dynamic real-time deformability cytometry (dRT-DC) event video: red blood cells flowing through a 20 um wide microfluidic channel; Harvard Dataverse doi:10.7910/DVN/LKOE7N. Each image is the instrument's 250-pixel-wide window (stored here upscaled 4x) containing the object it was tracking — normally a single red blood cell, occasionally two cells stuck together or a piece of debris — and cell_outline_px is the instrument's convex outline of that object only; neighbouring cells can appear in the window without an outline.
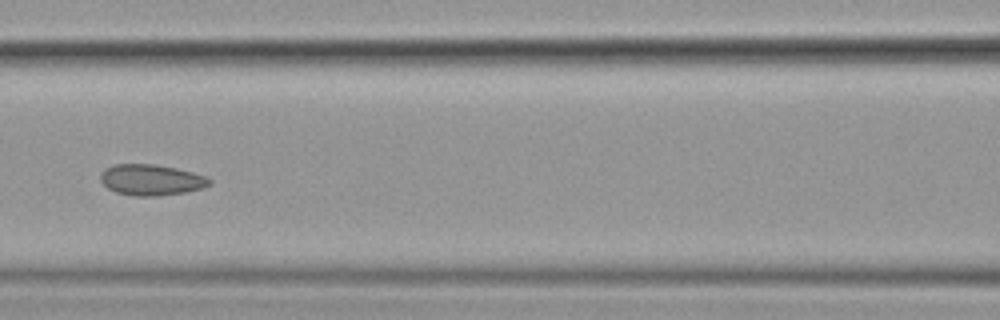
{"species": "common noctule bat (a hibernating species)", "species_latin": "Nyctalus noctula", "temperature_condition": "cold", "stored_images_in_passage": 9, "camera_frame_rate_fps": 3000, "um_per_image_px": 0.085, "animal": {"sex": "female", "body_mass_g": 19.9}, "frame": {"image": 1, "passage_image": 6, "time_ms": 1.667, "image_size_px": [1000, 320], "cell_outline_px": [[212, 184], [204, 188], [184, 192], [156, 196], [132, 196], [116, 192], [108, 188], [100, 180], [100, 172], [104, 168], [116, 164], [152, 164], [176, 168], [192, 172], [204, 176], [212, 180]], "centroid_in_image_um": [12.84, 15.29], "position_along_channel_um": 153.8, "area_um2": 19.71}}
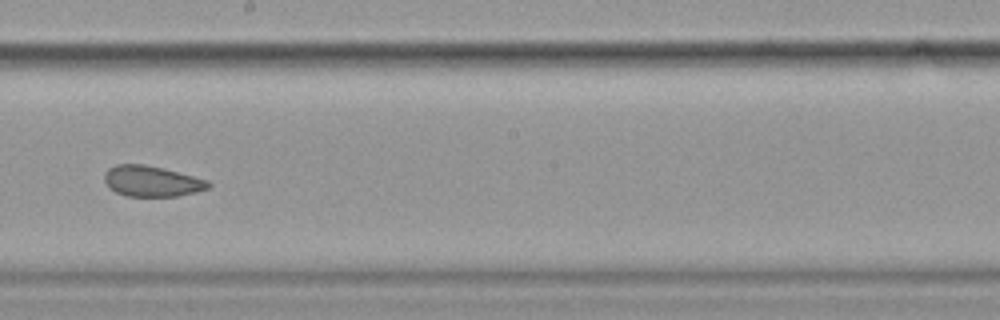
{"frame": {"image": 2, "passage_image": 8, "time_ms": 2.333, "image_size_px": [1000, 320], "cell_outline_px": [[212, 184], [208, 188], [196, 192], [176, 196], [128, 196], [116, 192], [108, 188], [104, 180], [104, 172], [108, 168], [116, 164], [144, 164], [164, 168], [208, 180]], "centroid_in_image_um": [12.88, 15.39], "position_along_channel_um": 235.3, "area_um2": 18.73}}
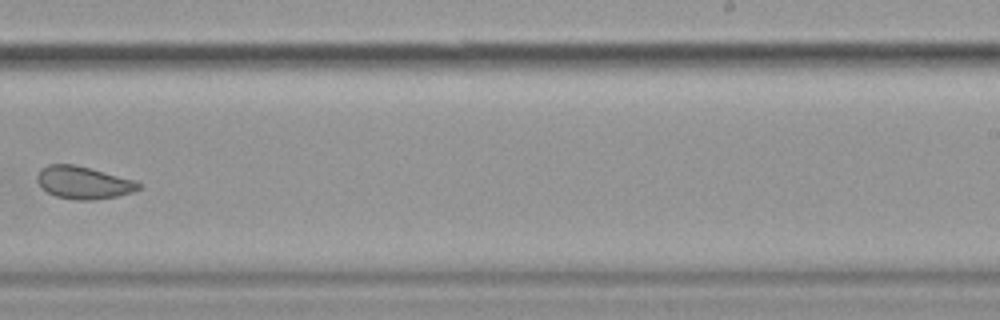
{"frame": {"image": 3, "passage_image": 9, "time_ms": 2.667, "image_size_px": [1000, 320], "cell_outline_px": [[140, 188], [132, 192], [116, 196], [96, 200], [76, 200], [56, 196], [40, 188], [36, 180], [36, 176], [40, 168], [48, 164], [76, 164], [132, 180], [140, 184]], "centroid_in_image_um": [7.01, 15.52], "position_along_channel_um": 282.0, "area_um2": 19.19}}